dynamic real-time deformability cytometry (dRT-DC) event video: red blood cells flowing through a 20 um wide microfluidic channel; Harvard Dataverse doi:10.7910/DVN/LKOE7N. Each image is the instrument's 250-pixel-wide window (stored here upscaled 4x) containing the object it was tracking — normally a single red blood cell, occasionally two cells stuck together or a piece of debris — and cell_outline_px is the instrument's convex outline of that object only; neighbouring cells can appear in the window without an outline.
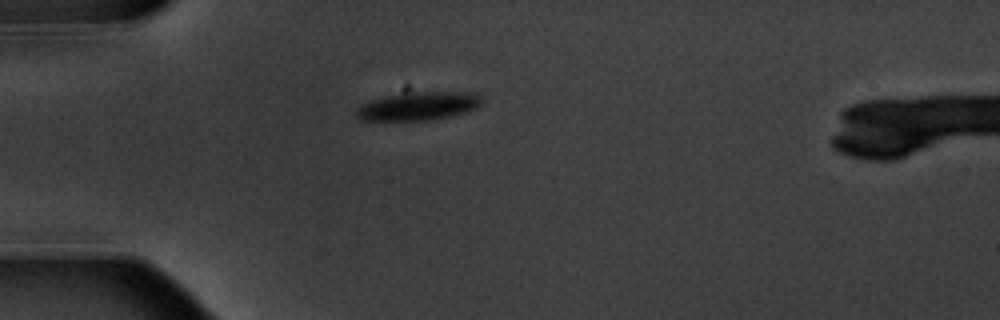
{"species": "common noctule bat (a hibernating species)", "species_latin": "Nyctalus noctula", "temperature_condition": "warm", "stored_images_in_passage": 1, "camera_frame_rate_fps": 3000, "um_per_image_px": 0.085, "animal": {"sex": "male", "body_mass_g": 20.1, "forearm_length_mm": 53.5}, "frame": {"image": 1, "passage_image": 1, "time_ms": 0.0, "image_size_px": [1000, 320], "cell_outline_px": [[484, 100], [476, 108], [468, 112], [428, 120], [360, 120], [356, 116], [356, 108], [360, 104], [368, 100], [396, 92], [476, 92]], "centroid_in_image_um": [35.52, 8.99], "position_along_channel_um": 49.5, "area_um2": 21.15}}